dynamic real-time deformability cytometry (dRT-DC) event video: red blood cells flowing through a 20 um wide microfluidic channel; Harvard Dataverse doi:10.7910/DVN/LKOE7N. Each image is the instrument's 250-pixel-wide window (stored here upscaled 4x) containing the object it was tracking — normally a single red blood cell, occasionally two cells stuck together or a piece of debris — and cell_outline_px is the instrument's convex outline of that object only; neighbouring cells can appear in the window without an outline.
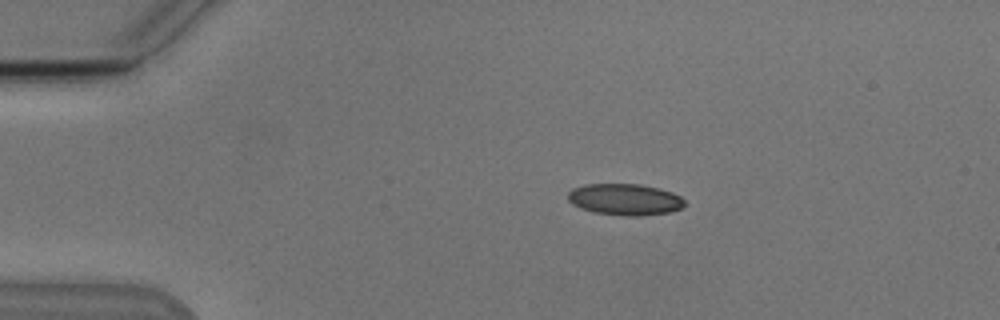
{"species": "Egyptian fruit bat (a non-hibernating species)", "species_latin": "Rousettus aegyptiacus", "temperature_condition": "cold", "stored_images_in_passage": 52, "camera_frame_rate_fps": 3000, "um_per_image_px": 0.085, "animal": {"sex": "male"}, "frame": {"image": 1, "passage_image": 9, "time_ms": 2.667, "image_size_px": [1000, 320], "cell_outline_px": [[684, 204], [680, 208], [668, 212], [636, 216], [628, 216], [592, 212], [580, 208], [572, 204], [568, 200], [568, 192], [572, 188], [584, 184], [640, 184], [660, 188], [672, 192], [680, 196], [684, 200]], "centroid_in_image_um": [53.07, 16.94], "position_along_channel_um": 31.9, "area_um2": 21.39}}
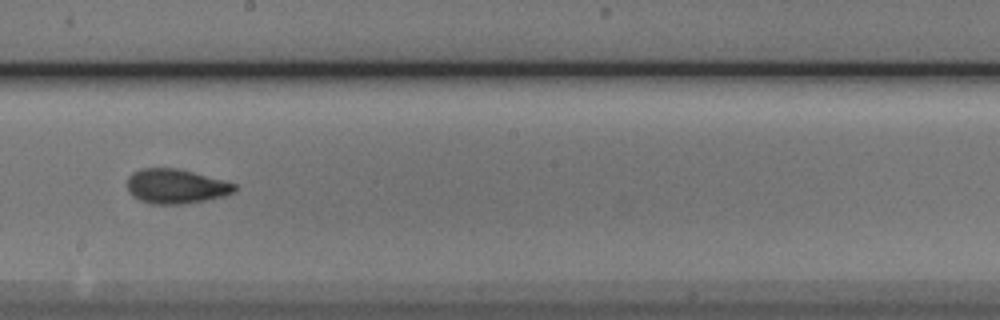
{"frame": {"image": 2, "passage_image": 29, "time_ms": 9.333, "image_size_px": [1000, 320], "cell_outline_px": [[236, 192], [224, 196], [184, 204], [152, 204], [140, 200], [128, 192], [128, 176], [132, 172], [140, 168], [176, 168], [192, 172], [236, 184]], "centroid_in_image_um": [14.93, 15.84], "position_along_channel_um": 233.3, "area_um2": 21.5}}
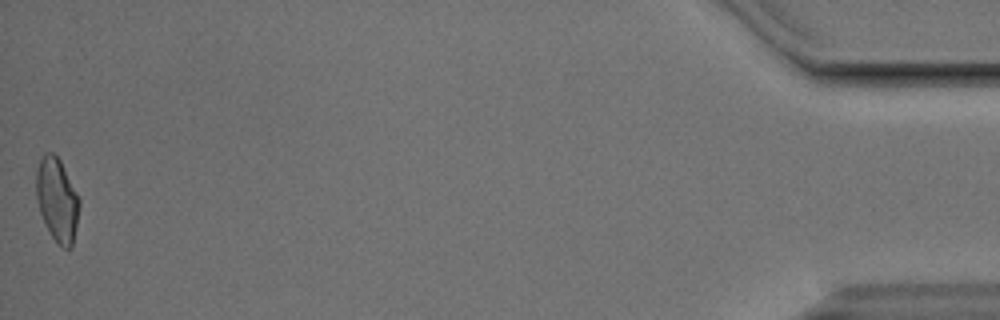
{"frame": {"image": 3, "passage_image": 52, "time_ms": 17.0, "image_size_px": [1000, 320], "cell_outline_px": [[80, 204], [72, 248], [64, 248], [52, 236], [40, 212], [36, 196], [36, 172], [40, 160], [44, 152], [52, 152], [60, 160], [80, 200]], "centroid_in_image_um": [4.85, 16.96], "position_along_channel_um": 430.3, "area_um2": 20.58}, "authors_computed_cell_mechanics": {"area_um2": 21.0681, "velocity_mm_per_s": 3.8255, "shape_relaxation_time_tau1_ms": 7.7389, "shape_relaxation_time_tau2_ms": 1.7738, "deformation_change_tau1": 0.1621, "deformation_change_tau2": 0.0698}}